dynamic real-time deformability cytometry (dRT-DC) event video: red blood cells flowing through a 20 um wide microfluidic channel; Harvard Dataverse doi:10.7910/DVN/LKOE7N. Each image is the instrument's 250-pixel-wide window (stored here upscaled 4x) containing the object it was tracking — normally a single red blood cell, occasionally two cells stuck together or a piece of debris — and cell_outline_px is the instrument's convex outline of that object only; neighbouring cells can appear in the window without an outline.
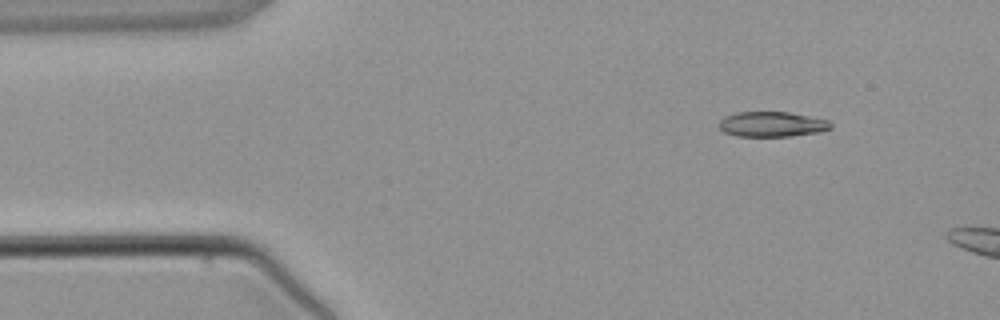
{"species": "common noctule bat (a hibernating species)", "species_latin": "Nyctalus noctula", "temperature_condition": "warm", "stored_images_in_passage": 3, "camera_frame_rate_fps": 3000, "um_per_image_px": 0.085, "animal": {"sex": "male", "body_mass_g": 21.5, "forearm_length_mm": 52.0}, "frame": {"image": 1, "passage_image": 2, "time_ms": 1.333, "image_size_px": [1000, 320], "cell_outline_px": [[832, 128], [820, 132], [788, 136], [736, 136], [724, 132], [716, 124], [724, 116], [736, 112], [788, 112], [828, 120], [832, 124]], "centroid_in_image_um": [65.58, 10.56], "position_along_channel_um": 19.4, "area_um2": 16.42}}